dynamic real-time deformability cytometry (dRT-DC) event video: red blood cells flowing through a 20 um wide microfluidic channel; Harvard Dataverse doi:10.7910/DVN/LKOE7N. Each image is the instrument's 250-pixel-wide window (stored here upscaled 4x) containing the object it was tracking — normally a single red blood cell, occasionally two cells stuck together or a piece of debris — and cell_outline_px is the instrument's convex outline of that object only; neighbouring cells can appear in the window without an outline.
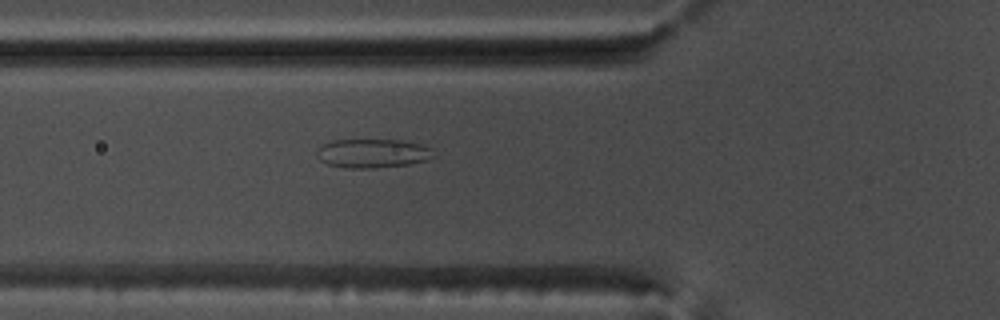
{"species": "common noctule bat (a hibernating species)", "species_latin": "Nyctalus noctula", "temperature_condition": "warm", "stored_images_in_passage": 37, "camera_frame_rate_fps": 3000, "um_per_image_px": 0.085, "animal": {"sex": "male", "body_mass_g": 17.5, "forearm_length_mm": 52.3}, "frame": {"image": 1, "passage_image": 3, "time_ms": 0.667, "image_size_px": [1000, 320], "cell_outline_px": [[436, 156], [428, 160], [408, 164], [372, 168], [348, 168], [328, 164], [320, 160], [316, 152], [324, 144], [332, 140], [400, 140], [420, 144], [432, 148]], "centroid_in_image_um": [31.72, 13.03], "position_along_channel_um": 94.1, "area_um2": 19.59}}
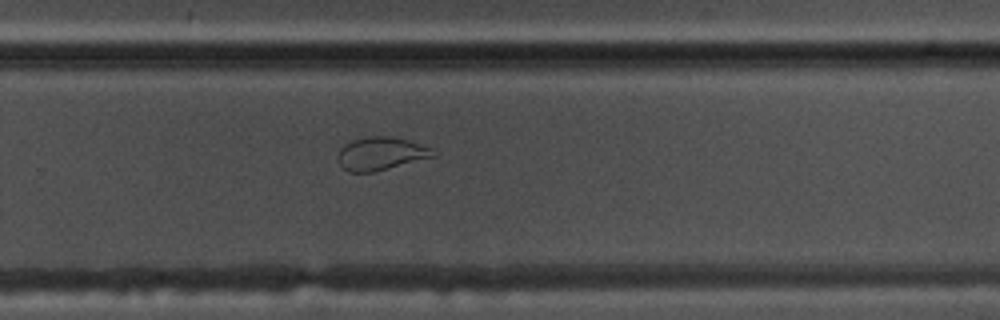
{"frame": {"image": 2, "passage_image": 19, "time_ms": 6.0, "image_size_px": [1000, 320], "cell_outline_px": [[436, 156], [372, 172], [348, 172], [336, 160], [336, 156], [340, 148], [344, 144], [352, 140], [368, 136], [392, 136], [408, 140], [432, 148]], "centroid_in_image_um": [32.33, 13.05], "position_along_channel_um": 297.5, "area_um2": 18.38}}
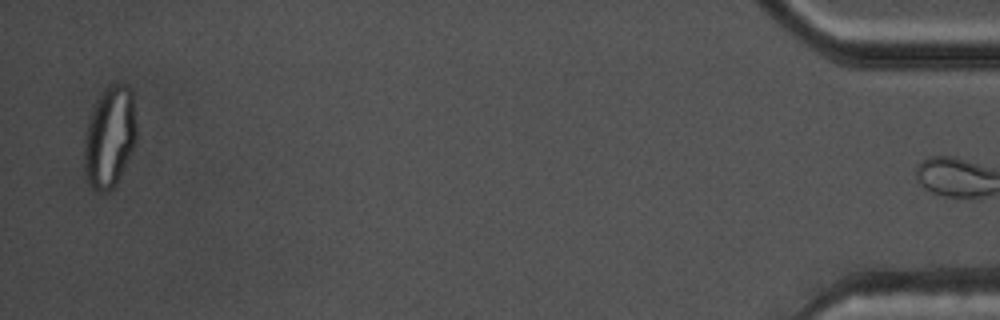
{"frame": {"image": 3, "passage_image": 36, "time_ms": 11.667, "image_size_px": [1000, 320], "cell_outline_px": [[136, 140], [116, 184], [108, 192], [100, 192], [92, 188], [88, 180], [84, 164], [84, 144], [88, 124], [92, 112], [104, 88], [112, 84], [124, 84], [132, 92], [136, 128]], "centroid_in_image_um": [9.32, 11.66], "position_along_channel_um": 425.9, "area_um2": 30.17}}